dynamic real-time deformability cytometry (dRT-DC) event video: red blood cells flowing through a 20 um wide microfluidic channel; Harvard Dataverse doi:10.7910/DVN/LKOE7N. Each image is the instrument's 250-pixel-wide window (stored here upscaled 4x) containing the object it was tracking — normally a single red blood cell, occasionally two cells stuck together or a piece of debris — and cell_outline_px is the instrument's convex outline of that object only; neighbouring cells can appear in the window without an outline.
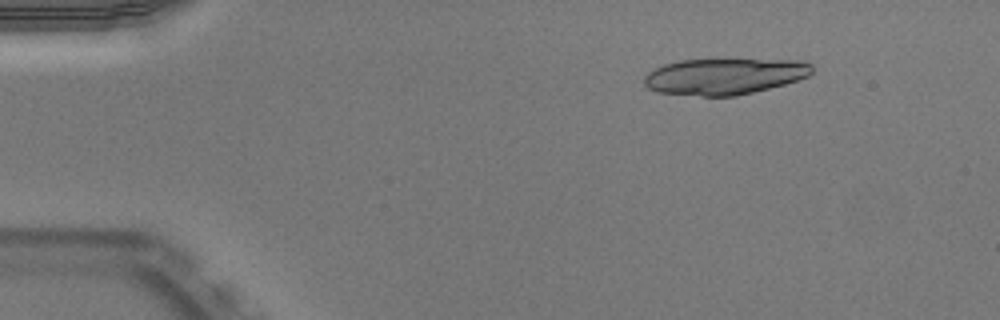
{"species": "Egyptian fruit bat (a non-hibernating species)", "species_latin": "Rousettus aegyptiacus", "temperature_condition": "warm", "stored_images_in_passage": 45, "camera_frame_rate_fps": 3000, "um_per_image_px": 0.085, "animal": {"sex": "male"}, "frame": {"image": 1, "passage_image": 2, "time_ms": 0.333, "image_size_px": [1000, 320], "cell_outline_px": [[812, 72], [808, 76], [784, 84], [736, 96], [700, 96], [656, 92], [648, 88], [644, 84], [644, 76], [648, 72], [664, 64], [680, 60], [800, 60], [812, 64]], "centroid_in_image_um": [61.54, 6.49], "position_along_channel_um": 23.5, "area_um2": 35.2}, "authors_computed_cell_mechanics": {"area_um2": 25.7788, "velocity_mm_per_s": 3.9601, "shape_relaxation_time_tau1_ms": 3.3167, "shape_relaxation_time_tau2_ms": null, "deformation_change_tau1": 0.3092, "deformation_change_tau2": null}}